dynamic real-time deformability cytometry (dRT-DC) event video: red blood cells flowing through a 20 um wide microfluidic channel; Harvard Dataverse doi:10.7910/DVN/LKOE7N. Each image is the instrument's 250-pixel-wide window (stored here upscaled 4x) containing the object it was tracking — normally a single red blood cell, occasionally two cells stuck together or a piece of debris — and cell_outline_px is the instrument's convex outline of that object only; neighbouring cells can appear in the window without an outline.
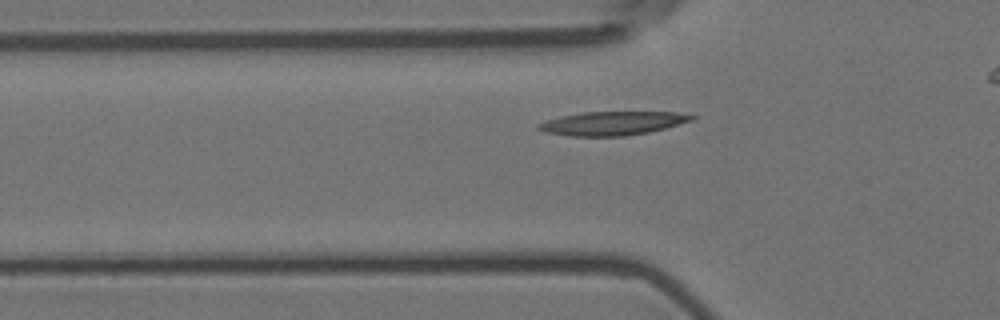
{"species": "Egyptian fruit bat (a non-hibernating species)", "species_latin": "Rousettus aegyptiacus", "temperature_condition": "room temperature", "stored_images_in_passage": 18, "camera_frame_rate_fps": 3000, "um_per_image_px": 0.085, "animal": {"sex": "female"}, "frame": {"image": 1, "passage_image": 8, "time_ms": 2.333, "image_size_px": [1000, 320], "cell_outline_px": [[696, 116], [692, 120], [664, 128], [648, 132], [624, 136], [568, 136], [544, 132], [536, 128], [536, 124], [544, 120], [560, 116], [584, 112], [676, 112]], "centroid_in_image_um": [51.96, 10.48], "position_along_channel_um": 73.8, "area_um2": 21.15}}
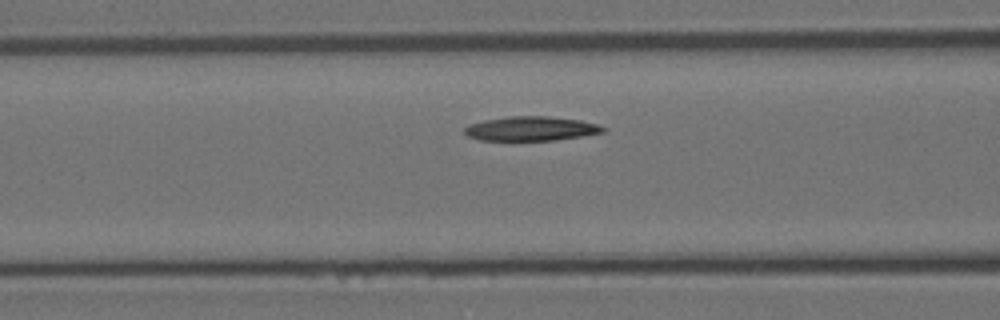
{"frame": {"image": 2, "passage_image": 12, "time_ms": 3.667, "image_size_px": [1000, 320], "cell_outline_px": [[608, 128], [604, 132], [556, 140], [480, 140], [468, 136], [464, 132], [464, 128], [468, 124], [484, 120], [508, 116], [548, 116], [580, 120], [596, 124]], "centroid_in_image_um": [45.12, 10.93], "position_along_channel_um": 121.5, "area_um2": 19.59}}
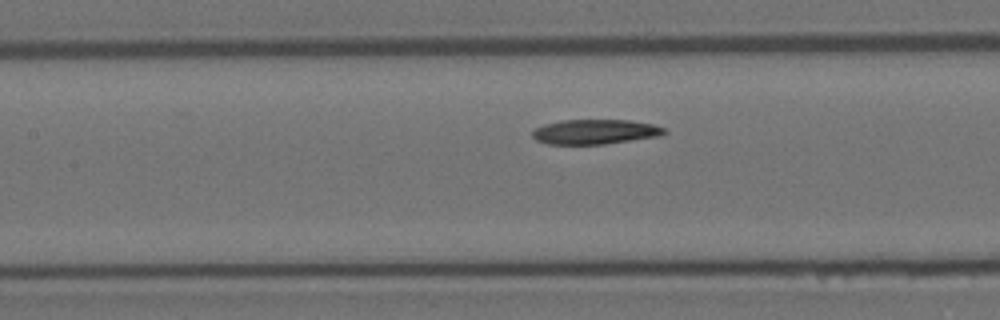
{"frame": {"image": 3, "passage_image": 15, "time_ms": 4.667, "image_size_px": [1000, 320], "cell_outline_px": [[668, 132], [656, 136], [604, 144], [548, 144], [536, 140], [532, 136], [532, 132], [536, 128], [544, 124], [560, 120], [628, 120], [652, 124], [664, 128]], "centroid_in_image_um": [50.53, 11.19], "position_along_channel_um": 156.9, "area_um2": 18.84}}